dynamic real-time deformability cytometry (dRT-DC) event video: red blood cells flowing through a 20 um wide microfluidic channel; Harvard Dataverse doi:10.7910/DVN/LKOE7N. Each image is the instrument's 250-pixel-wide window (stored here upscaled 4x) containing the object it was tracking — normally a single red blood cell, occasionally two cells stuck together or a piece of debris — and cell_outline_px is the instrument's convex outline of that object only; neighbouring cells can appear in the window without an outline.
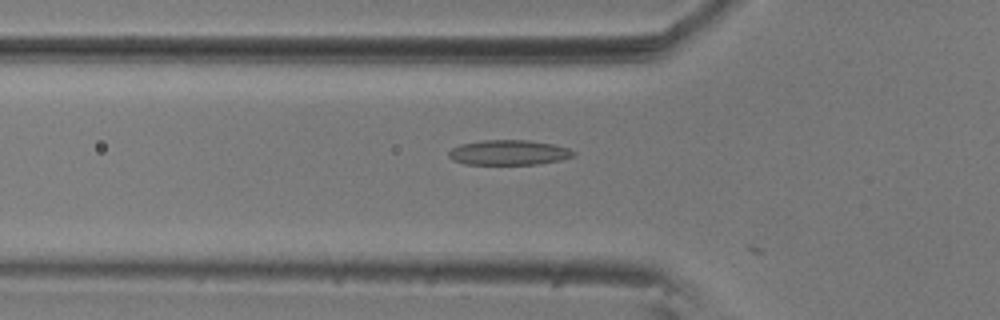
{"species": "common noctule bat (a hibernating species)", "species_latin": "Nyctalus noctula", "temperature_condition": "room temperature", "stored_images_in_passage": 6, "camera_frame_rate_fps": 3000, "um_per_image_px": 0.085, "animal": {"sex": "male", "body_mass_g": 20.5, "forearm_length_mm": 52.5}, "frame": {"image": 1, "passage_image": 2, "time_ms": 0.333, "image_size_px": [1000, 320], "cell_outline_px": [[576, 152], [572, 156], [560, 160], [536, 164], [464, 164], [452, 160], [448, 156], [448, 152], [452, 148], [460, 144], [484, 140], [528, 140], [552, 144], [568, 148]], "centroid_in_image_um": [43.21, 12.96], "position_along_channel_um": 82.6, "area_um2": 18.09}}
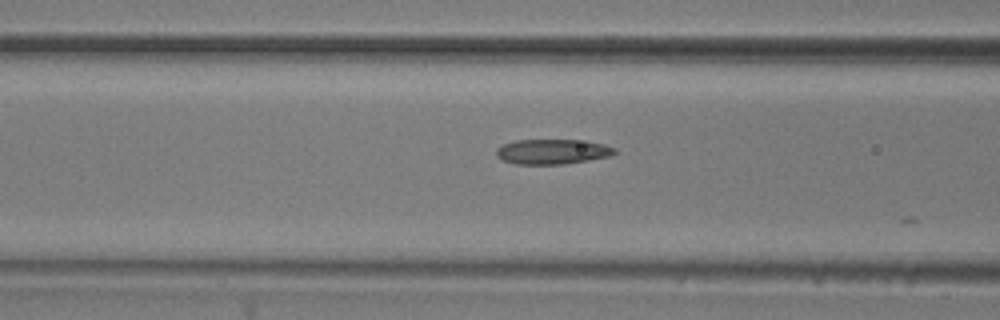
{"frame": {"image": 2, "passage_image": 5, "time_ms": 1.333, "image_size_px": [1000, 320], "cell_outline_px": [[616, 152], [608, 156], [588, 160], [564, 164], [516, 164], [504, 160], [496, 156], [496, 148], [504, 144], [516, 140], [576, 140], [604, 144], [616, 148]], "centroid_in_image_um": [46.93, 12.89], "position_along_channel_um": 119.7, "area_um2": 17.05}}